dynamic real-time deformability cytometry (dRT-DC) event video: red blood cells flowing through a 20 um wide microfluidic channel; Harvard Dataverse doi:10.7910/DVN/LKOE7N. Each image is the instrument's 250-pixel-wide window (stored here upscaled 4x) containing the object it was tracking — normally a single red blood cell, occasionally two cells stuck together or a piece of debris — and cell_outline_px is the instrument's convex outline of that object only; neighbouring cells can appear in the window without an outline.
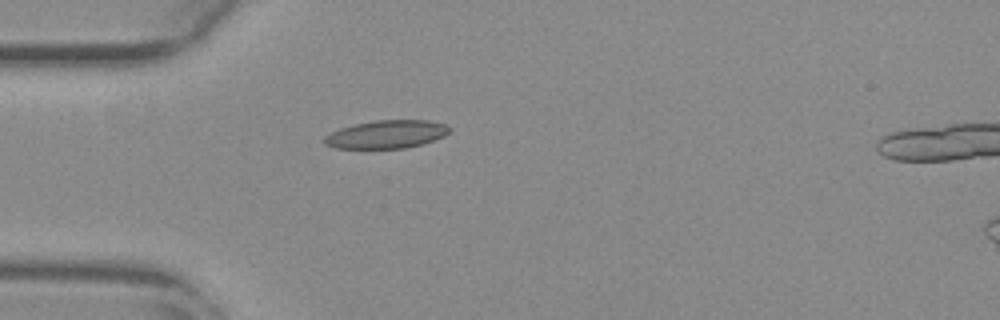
{"species": "common noctule bat (a hibernating species)", "species_latin": "Nyctalus noctula", "temperature_condition": "warm", "stored_images_in_passage": 32, "camera_frame_rate_fps": 3000, "um_per_image_px": 0.085, "animal": {"sex": "female", "body_mass_g": 29.2, "forearm_length_mm": 56.3}, "frame": {"image": 1, "passage_image": 1, "time_ms": 0.0, "image_size_px": [1000, 320], "cell_outline_px": [[452, 128], [444, 136], [420, 144], [404, 148], [336, 148], [324, 144], [324, 136], [340, 128], [356, 124], [376, 120], [428, 120], [444, 124]], "centroid_in_image_um": [32.84, 11.41], "position_along_channel_um": 52.2, "area_um2": 20.23}}
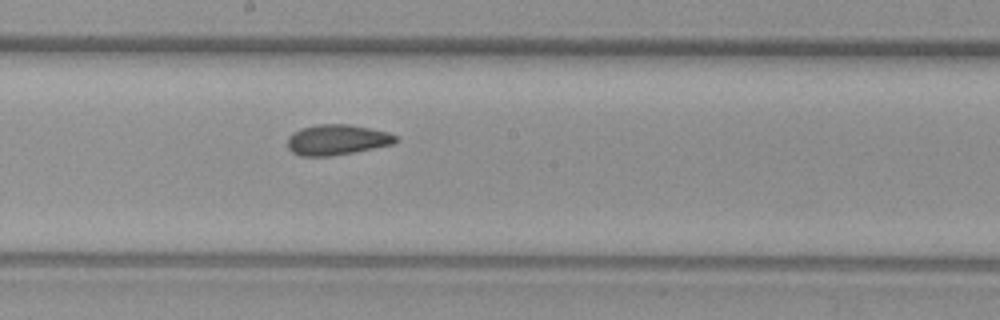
{"frame": {"image": 2, "passage_image": 15, "time_ms": 4.667, "image_size_px": [1000, 320], "cell_outline_px": [[400, 140], [392, 144], [332, 156], [300, 156], [292, 152], [288, 148], [288, 136], [292, 132], [300, 128], [316, 124], [348, 124], [388, 132], [396, 136]], "centroid_in_image_um": [28.6, 11.87], "position_along_channel_um": 219.6, "area_um2": 19.19}}
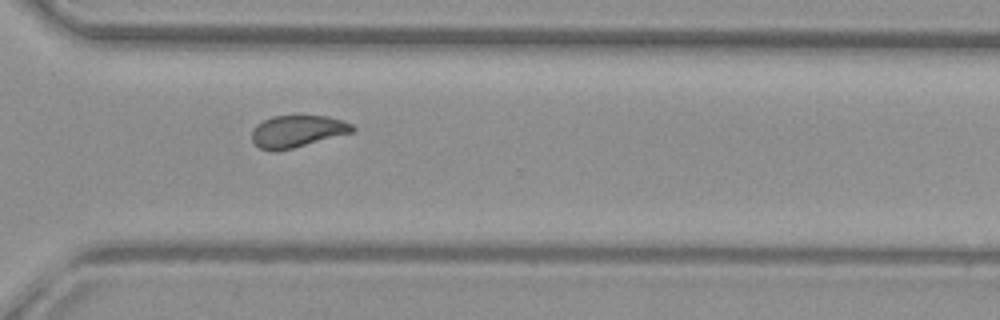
{"frame": {"image": 3, "passage_image": 25, "time_ms": 8.0, "image_size_px": [1000, 320], "cell_outline_px": [[356, 128], [352, 132], [292, 148], [276, 152], [272, 152], [260, 148], [252, 140], [252, 132], [256, 124], [272, 116], [328, 116], [344, 120], [352, 124]], "centroid_in_image_um": [25.26, 11.16], "position_along_channel_um": 345.3, "area_um2": 18.67}, "authors_computed_cell_mechanics": {"area_um2": 18.9295, "velocity_mm_per_s": 3.7791, "shape_relaxation_time_tau1_ms": 8.2874, "shape_relaxation_time_tau2_ms": 1.625, "deformation_change_tau1": 0.1941, "deformation_change_tau2": 0.0755}}